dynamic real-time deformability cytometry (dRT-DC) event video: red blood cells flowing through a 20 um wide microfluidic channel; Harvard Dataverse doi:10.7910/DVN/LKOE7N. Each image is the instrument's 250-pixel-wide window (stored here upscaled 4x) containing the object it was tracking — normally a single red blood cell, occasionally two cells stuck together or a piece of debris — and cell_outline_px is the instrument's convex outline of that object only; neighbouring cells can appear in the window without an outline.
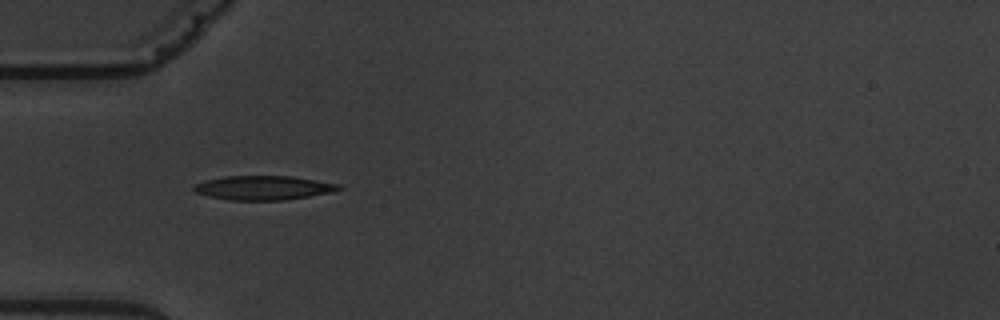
{"species": "common noctule bat (a hibernating species)", "species_latin": "Nyctalus noctula", "temperature_condition": "warm", "stored_images_in_passage": 6, "camera_frame_rate_fps": 3000, "um_per_image_px": 0.085, "animal": {"sex": "male", "body_mass_g": 19.5, "forearm_length_mm": 54.6}, "frame": {"image": 1, "passage_image": 1, "time_ms": 0.0, "image_size_px": [1000, 320], "cell_outline_px": [[344, 188], [332, 192], [284, 200], [232, 200], [212, 196], [196, 192], [192, 188], [192, 184], [224, 176], [292, 176], [340, 184]], "centroid_in_image_um": [22.42, 15.95], "position_along_channel_um": 62.6, "area_um2": 20.23}}
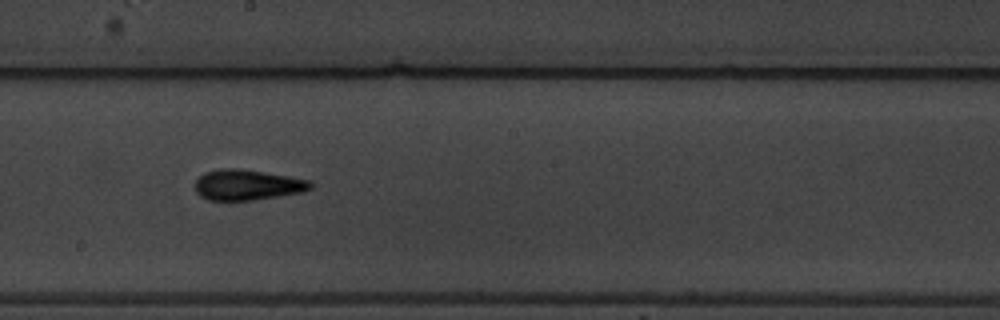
{"frame": {"image": 2, "passage_image": 5, "time_ms": 4.667, "image_size_px": [1000, 320], "cell_outline_px": [[312, 188], [304, 192], [252, 200], [208, 200], [200, 196], [196, 192], [196, 180], [204, 172], [220, 168], [240, 168], [288, 176], [308, 180], [312, 184]], "centroid_in_image_um": [21.0, 15.71], "position_along_channel_um": 227.2, "area_um2": 20.52}}
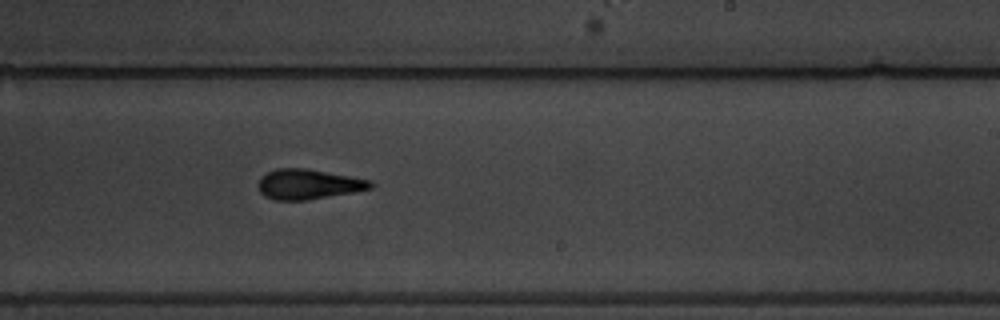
{"frame": {"image": 3, "passage_image": 6, "time_ms": 5.667, "image_size_px": [1000, 320], "cell_outline_px": [[376, 184], [372, 188], [352, 192], [308, 200], [276, 200], [264, 196], [260, 192], [256, 184], [260, 176], [276, 168], [304, 168], [372, 180]], "centroid_in_image_um": [26.18, 15.66], "position_along_channel_um": 262.8, "area_um2": 19.77}}